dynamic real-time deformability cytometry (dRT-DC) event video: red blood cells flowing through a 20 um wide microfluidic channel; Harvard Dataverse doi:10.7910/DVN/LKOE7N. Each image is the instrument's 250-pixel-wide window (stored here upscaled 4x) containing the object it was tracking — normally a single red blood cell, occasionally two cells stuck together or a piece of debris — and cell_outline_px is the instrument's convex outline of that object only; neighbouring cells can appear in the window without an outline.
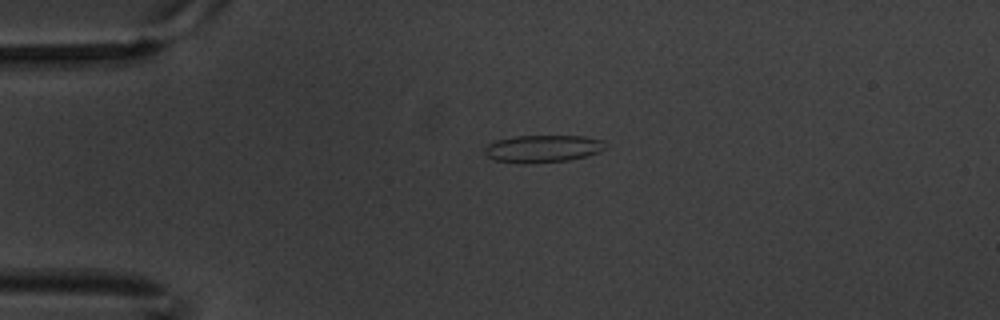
{"species": "common noctule bat (a hibernating species)", "species_latin": "Nyctalus noctula", "temperature_condition": "warm", "stored_images_in_passage": 7, "camera_frame_rate_fps": 3000, "um_per_image_px": 0.085, "animal": {"sex": "male", "body_mass_g": 20.1, "forearm_length_mm": 53.5}, "frame": {"image": 1, "passage_image": 4, "time_ms": 1.0, "image_size_px": [1000, 320], "cell_outline_px": [[604, 148], [600, 152], [588, 156], [568, 160], [524, 164], [496, 160], [488, 156], [484, 152], [484, 148], [488, 144], [496, 140], [516, 136], [584, 136], [604, 140]], "centroid_in_image_um": [46.15, 12.64], "position_along_channel_um": 38.9, "area_um2": 19.25}}